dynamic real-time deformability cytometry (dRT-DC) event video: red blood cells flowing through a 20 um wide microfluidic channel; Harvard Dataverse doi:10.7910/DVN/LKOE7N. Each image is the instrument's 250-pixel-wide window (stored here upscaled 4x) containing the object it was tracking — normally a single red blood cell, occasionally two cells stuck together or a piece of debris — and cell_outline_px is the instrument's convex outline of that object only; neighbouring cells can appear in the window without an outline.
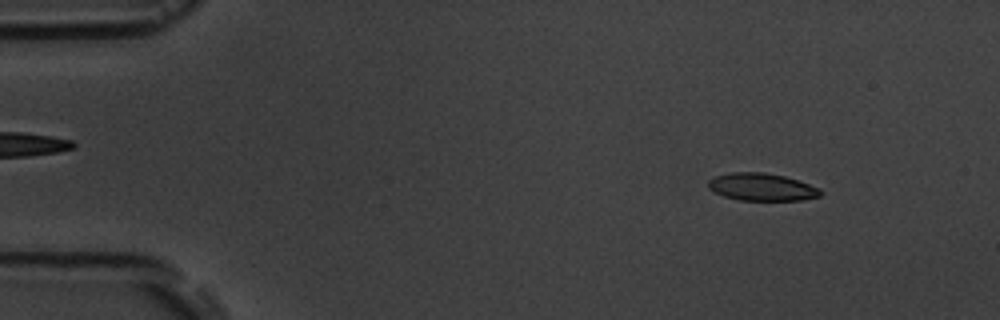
{"species": "common noctule bat (a hibernating species)", "species_latin": "Nyctalus noctula", "temperature_condition": "room temperature", "stored_images_in_passage": 6, "camera_frame_rate_fps": 3000, "um_per_image_px": 0.085, "animal": {"sex": "male", "body_mass_g": 19.5, "forearm_length_mm": 54.6}, "frame": {"image": 1, "passage_image": 2, "time_ms": 1.0, "image_size_px": [1000, 320], "cell_outline_px": [[824, 192], [820, 196], [800, 200], [740, 200], [724, 196], [708, 188], [708, 180], [716, 176], [732, 172], [764, 172], [784, 176], [820, 188]], "centroid_in_image_um": [64.76, 15.89], "position_along_channel_um": 20.2, "area_um2": 17.86}}
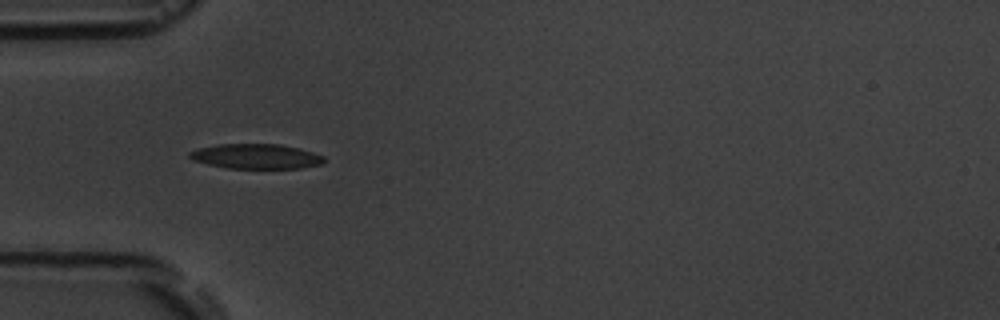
{"frame": {"image": 2, "passage_image": 5, "time_ms": 4.667, "image_size_px": [1000, 320], "cell_outline_px": [[324, 164], [300, 168], [224, 168], [192, 160], [188, 156], [188, 152], [196, 148], [216, 144], [280, 144], [300, 148], [324, 156]], "centroid_in_image_um": [21.73, 13.28], "position_along_channel_um": 63.3, "area_um2": 19.71}}
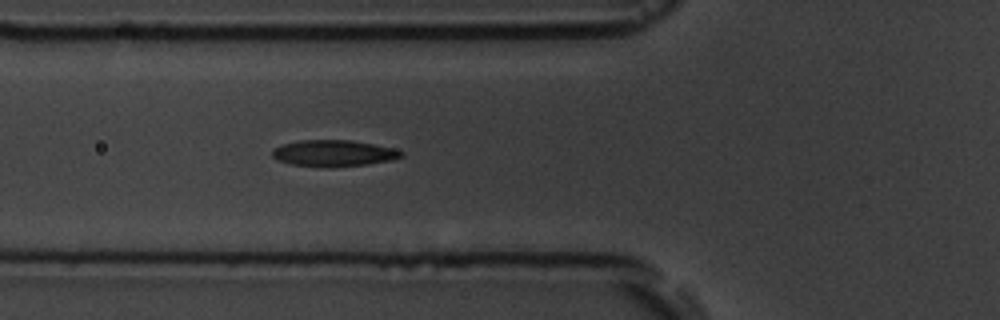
{"frame": {"image": 3, "passage_image": 6, "time_ms": 5.667, "image_size_px": [1000, 320], "cell_outline_px": [[404, 156], [392, 160], [368, 164], [328, 168], [324, 168], [292, 164], [276, 160], [272, 156], [272, 148], [284, 144], [300, 140], [352, 140], [392, 148], [404, 152]], "centroid_in_image_um": [28.34, 13.03], "position_along_channel_um": 97.5, "area_um2": 20.0}}